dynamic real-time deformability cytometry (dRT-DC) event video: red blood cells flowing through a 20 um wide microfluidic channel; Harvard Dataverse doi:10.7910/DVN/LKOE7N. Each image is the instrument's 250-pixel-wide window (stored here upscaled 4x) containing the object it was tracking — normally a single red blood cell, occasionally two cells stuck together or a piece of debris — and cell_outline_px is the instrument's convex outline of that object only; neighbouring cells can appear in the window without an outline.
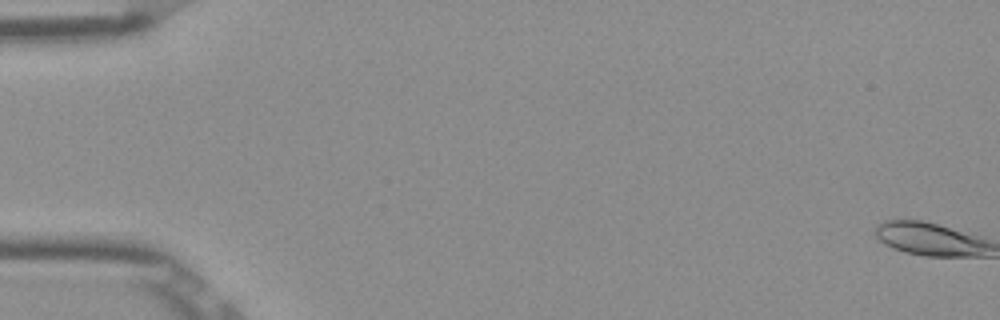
{"species": "Egyptian fruit bat (a non-hibernating species)", "species_latin": "Rousettus aegyptiacus", "temperature_condition": "room temperature", "stored_images_in_passage": 18, "camera_frame_rate_fps": 3000, "um_per_image_px": 0.085, "frame": {"image": 1, "passage_image": 1, "time_ms": 0.0, "image_size_px": [1000, 320], "cell_outline_px": [[980, 244], [968, 252], [948, 256], [940, 256], [912, 252], [900, 248], [892, 244], [892, 224], [932, 224], [956, 232]], "centroid_in_image_um": [79.1, 20.39], "position_along_channel_um": 5.9, "area_um2": 14.74}}
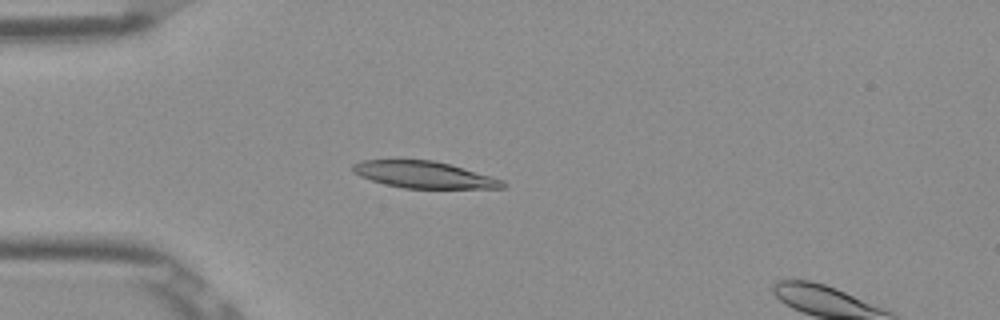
{"frame": {"image": 2, "passage_image": 16, "time_ms": 5.0, "image_size_px": [1000, 320], "cell_outline_px": [[480, 184], [468, 188], [412, 188], [392, 184], [376, 180], [368, 176], [376, 160], [424, 160], [444, 164], [460, 168], [480, 176]], "centroid_in_image_um": [35.92, 14.84], "position_along_channel_um": 49.1, "area_um2": 17.74}}